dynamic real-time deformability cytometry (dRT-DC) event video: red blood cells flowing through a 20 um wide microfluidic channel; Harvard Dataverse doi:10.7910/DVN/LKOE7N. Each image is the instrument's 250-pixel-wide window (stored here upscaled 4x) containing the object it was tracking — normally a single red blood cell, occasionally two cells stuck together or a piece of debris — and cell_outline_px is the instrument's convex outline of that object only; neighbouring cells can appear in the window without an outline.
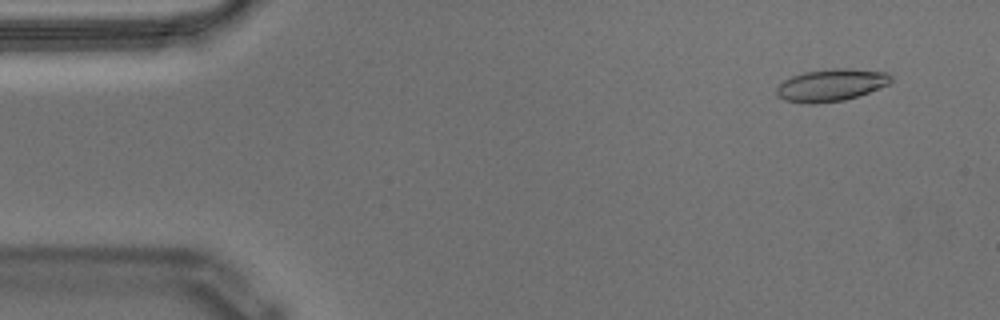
{"species": "Egyptian fruit bat (a non-hibernating species)", "species_latin": "Rousettus aegyptiacus", "temperature_condition": "warm", "stored_images_in_passage": 56, "camera_frame_rate_fps": 3000, "um_per_image_px": 0.085, "animal": {"sex": "male"}, "frame": {"image": 1, "passage_image": 4, "time_ms": 1.0, "image_size_px": [1000, 320], "cell_outline_px": [[892, 84], [844, 100], [816, 104], [808, 104], [784, 100], [776, 96], [776, 88], [784, 80], [792, 76], [804, 72], [836, 68], [848, 68], [888, 72], [892, 76]], "centroid_in_image_um": [70.66, 7.23], "position_along_channel_um": 14.3, "area_um2": 21.68}}
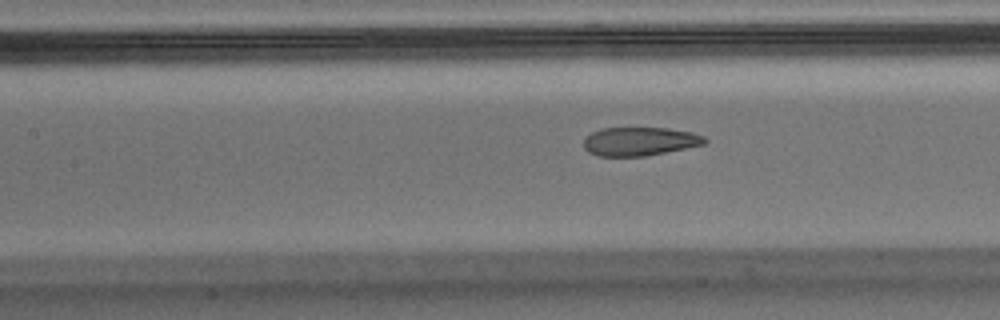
{"frame": {"image": 2, "passage_image": 24, "time_ms": 7.667, "image_size_px": [1000, 320], "cell_outline_px": [[708, 140], [704, 144], [644, 156], [600, 156], [588, 152], [584, 148], [584, 140], [592, 132], [600, 128], [668, 128], [692, 132], [704, 136]], "centroid_in_image_um": [54.36, 12.01], "position_along_channel_um": 153.0, "area_um2": 20.0}}
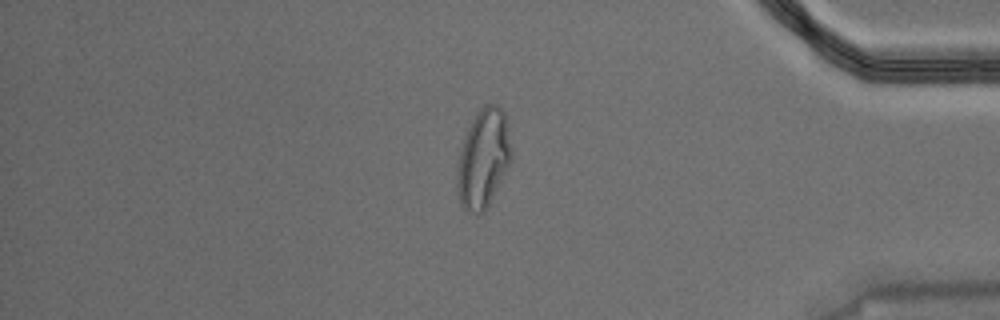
{"frame": {"image": 3, "passage_image": 47, "time_ms": 15.333, "image_size_px": [1000, 320], "cell_outline_px": [[512, 160], [488, 208], [484, 212], [476, 216], [464, 208], [456, 192], [456, 164], [460, 148], [468, 128], [476, 112], [484, 104], [496, 104], [504, 112], [512, 148]], "centroid_in_image_um": [41.07, 13.51], "position_along_channel_um": 394.1, "area_um2": 31.85}, "authors_computed_cell_mechanics": {"area_um2": 21.675, "velocity_mm_per_s": 3.5514, "shape_relaxation_time_tau1_ms": null, "shape_relaxation_time_tau2_ms": 1.135, "deformation_change_tau1": null, "deformation_change_tau2": 0.0729}}